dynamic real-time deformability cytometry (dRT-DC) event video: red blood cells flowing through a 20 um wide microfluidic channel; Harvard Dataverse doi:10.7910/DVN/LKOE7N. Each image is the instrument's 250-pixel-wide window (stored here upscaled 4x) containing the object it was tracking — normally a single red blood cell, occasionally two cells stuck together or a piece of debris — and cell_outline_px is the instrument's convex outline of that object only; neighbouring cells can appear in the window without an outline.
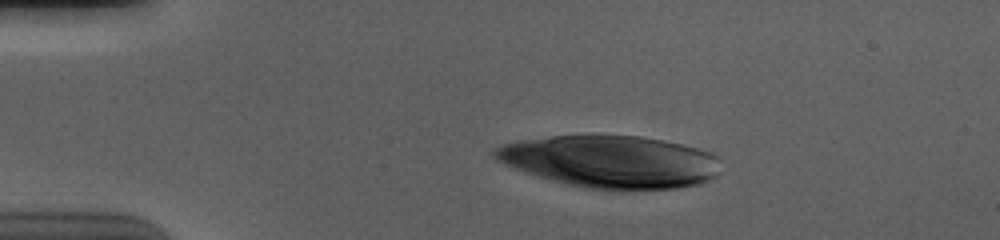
{"species": "human", "species_latin": "Homo sapiens", "temperature_condition": "cold", "stored_images_in_passage": 56, "camera_frame_rate_fps": 3000, "um_per_image_px": 0.085, "donor": {"sex": "male"}, "frame": {"image": 1, "passage_image": 10, "time_ms": 3.0, "image_size_px": [1000, 240], "cell_outline_px": [[720, 172], [708, 180], [700, 184], [676, 188], [620, 192], [584, 188], [536, 176], [524, 172], [504, 164], [496, 160], [492, 156], [492, 152], [496, 148], [504, 144], [524, 140], [552, 136], [640, 136], [664, 140], [696, 148], [708, 152], [716, 156], [720, 160]], "centroid_in_image_um": [51.93, 13.77], "position_along_channel_um": 33.1, "area_um2": 69.36}}